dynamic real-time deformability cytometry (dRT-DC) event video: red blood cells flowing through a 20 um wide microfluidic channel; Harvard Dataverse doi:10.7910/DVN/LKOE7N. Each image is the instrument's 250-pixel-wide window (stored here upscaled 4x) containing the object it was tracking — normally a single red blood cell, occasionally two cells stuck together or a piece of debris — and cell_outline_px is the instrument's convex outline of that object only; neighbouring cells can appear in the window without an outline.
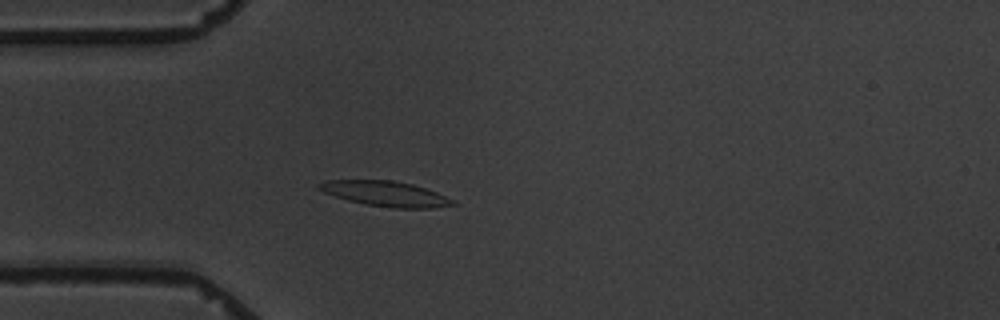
{"species": "common noctule bat (a hibernating species)", "species_latin": "Nyctalus noctula", "temperature_condition": "warm", "stored_images_in_passage": 3, "camera_frame_rate_fps": 3000, "um_per_image_px": 0.085, "animal": {"sex": "male", "body_mass_g": 19.5, "forearm_length_mm": 54.6}, "frame": {"image": 1, "passage_image": 3, "time_ms": 2.333, "image_size_px": [1000, 320], "cell_outline_px": [[460, 204], [432, 208], [392, 208], [364, 204], [348, 200], [324, 192], [316, 188], [316, 184], [324, 180], [392, 180], [412, 184], [436, 192], [456, 200]], "centroid_in_image_um": [32.79, 16.47], "position_along_channel_um": 52.2, "area_um2": 19.77}}